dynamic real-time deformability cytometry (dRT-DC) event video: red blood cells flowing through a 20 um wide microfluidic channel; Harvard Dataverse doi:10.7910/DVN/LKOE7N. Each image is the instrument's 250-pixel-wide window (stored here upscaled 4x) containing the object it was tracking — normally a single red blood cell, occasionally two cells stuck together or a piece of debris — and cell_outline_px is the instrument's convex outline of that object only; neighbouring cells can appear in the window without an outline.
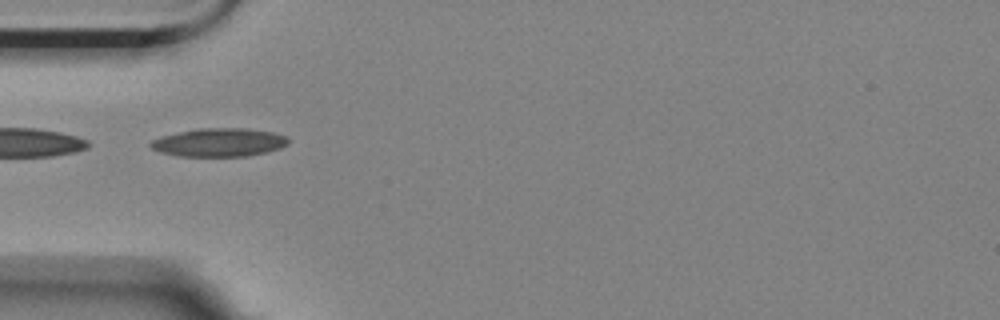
{"species": "Egyptian fruit bat (a non-hibernating species)", "species_latin": "Rousettus aegyptiacus", "temperature_condition": "room temperature", "stored_images_in_passage": 8, "camera_frame_rate_fps": 3000, "um_per_image_px": 0.085, "animal": {"sex": "female"}, "frame": {"image": 1, "passage_image": 5, "time_ms": 1.333, "image_size_px": [1000, 320], "cell_outline_px": [[288, 144], [280, 148], [248, 156], [176, 156], [160, 152], [152, 148], [148, 144], [152, 140], [160, 136], [196, 128], [248, 128], [272, 132], [288, 136]], "centroid_in_image_um": [18.6, 12.1], "position_along_channel_um": 66.4, "area_um2": 22.89}}
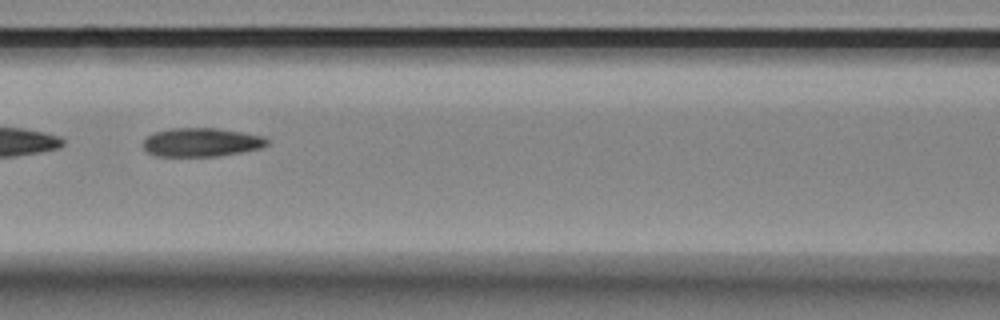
{"frame": {"image": 2, "passage_image": 7, "time_ms": 2.0, "image_size_px": [1000, 320], "cell_outline_px": [[268, 144], [260, 148], [240, 152], [216, 156], [156, 156], [148, 152], [144, 148], [144, 140], [152, 132], [172, 128], [216, 128], [264, 136], [268, 140]], "centroid_in_image_um": [17.1, 12.09], "position_along_channel_um": 149.5, "area_um2": 20.58}}